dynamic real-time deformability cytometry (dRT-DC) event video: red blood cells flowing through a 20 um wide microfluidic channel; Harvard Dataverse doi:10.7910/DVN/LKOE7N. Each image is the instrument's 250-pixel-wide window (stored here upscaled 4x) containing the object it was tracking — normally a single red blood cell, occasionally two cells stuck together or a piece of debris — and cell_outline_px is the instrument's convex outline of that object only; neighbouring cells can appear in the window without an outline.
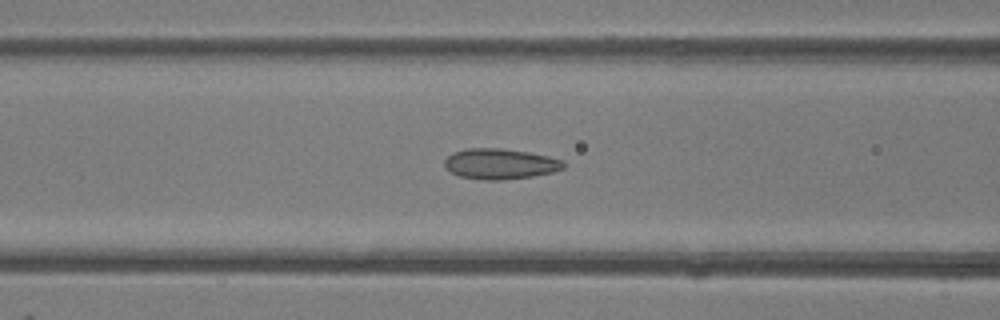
{"species": "common noctule bat (a hibernating species)", "species_latin": "Nyctalus noctula", "temperature_condition": "room temperature", "stored_images_in_passage": 43, "camera_frame_rate_fps": 3000, "um_per_image_px": 0.085, "animal": {"sex": "female"}, "frame": {"image": 1, "passage_image": 19, "time_ms": 6.0, "image_size_px": [1000, 320], "cell_outline_px": [[564, 168], [552, 172], [532, 176], [500, 180], [484, 180], [460, 176], [444, 168], [444, 160], [452, 152], [468, 148], [500, 148], [528, 152], [548, 156], [564, 160]], "centroid_in_image_um": [42.49, 13.92], "position_along_channel_um": 124.1, "area_um2": 21.15}}
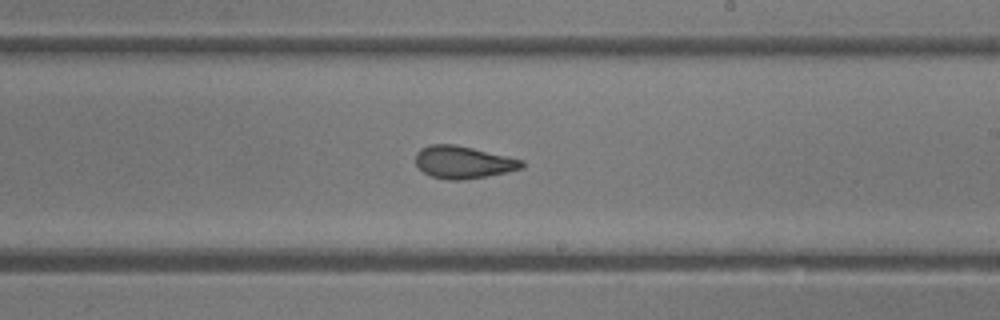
{"frame": {"image": 2, "passage_image": 28, "time_ms": 9.0, "image_size_px": [1000, 320], "cell_outline_px": [[524, 168], [508, 172], [488, 176], [464, 180], [448, 180], [432, 176], [424, 172], [416, 164], [416, 152], [420, 148], [428, 144], [456, 144], [524, 160]], "centroid_in_image_um": [39.39, 13.78], "position_along_channel_um": 249.6, "area_um2": 20.23}}
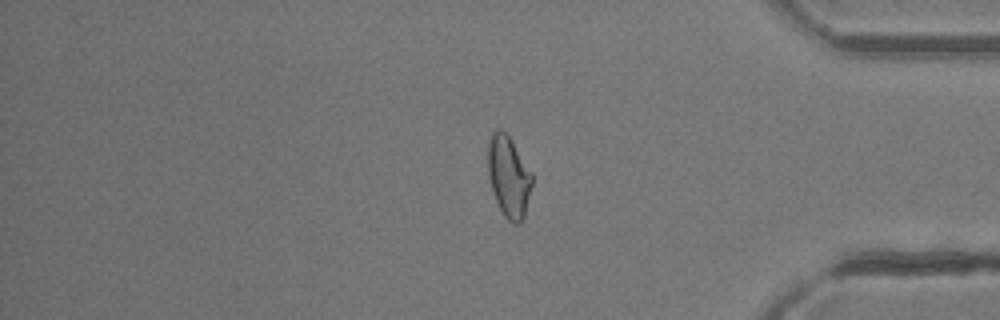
{"frame": {"image": 3, "passage_image": 40, "time_ms": 13.0, "image_size_px": [1000, 320], "cell_outline_px": [[532, 184], [524, 216], [520, 224], [512, 224], [504, 216], [496, 200], [488, 176], [488, 144], [492, 132], [496, 128], [500, 128], [512, 140], [532, 172]], "centroid_in_image_um": [43.24, 15.0], "position_along_channel_um": 392.0, "area_um2": 20.87}}